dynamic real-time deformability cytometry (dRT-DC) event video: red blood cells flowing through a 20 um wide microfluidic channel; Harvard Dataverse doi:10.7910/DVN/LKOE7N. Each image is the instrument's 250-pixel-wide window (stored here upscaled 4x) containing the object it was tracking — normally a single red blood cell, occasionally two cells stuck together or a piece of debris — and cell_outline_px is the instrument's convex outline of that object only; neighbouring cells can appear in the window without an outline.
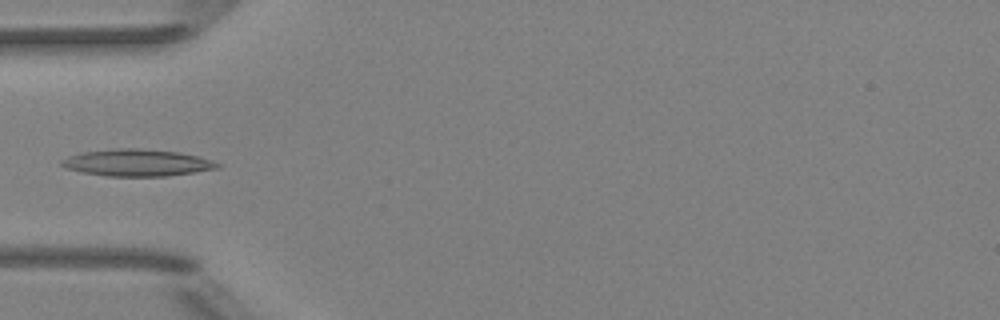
{"species": "Egyptian fruit bat (a non-hibernating species)", "species_latin": "Rousettus aegyptiacus", "temperature_condition": "room temperature", "stored_images_in_passage": 4, "camera_frame_rate_fps": 3000, "um_per_image_px": 0.085, "animal": {"sex": "female"}, "frame": {"image": 1, "passage_image": 4, "time_ms": 3.333, "image_size_px": [1000, 320], "cell_outline_px": [[220, 168], [164, 176], [108, 176], [80, 172], [68, 168], [60, 164], [60, 160], [68, 156], [80, 152], [116, 148], [136, 148], [180, 152], [212, 160], [220, 164]], "centroid_in_image_um": [11.61, 13.82], "position_along_channel_um": 73.4, "area_um2": 24.33}}